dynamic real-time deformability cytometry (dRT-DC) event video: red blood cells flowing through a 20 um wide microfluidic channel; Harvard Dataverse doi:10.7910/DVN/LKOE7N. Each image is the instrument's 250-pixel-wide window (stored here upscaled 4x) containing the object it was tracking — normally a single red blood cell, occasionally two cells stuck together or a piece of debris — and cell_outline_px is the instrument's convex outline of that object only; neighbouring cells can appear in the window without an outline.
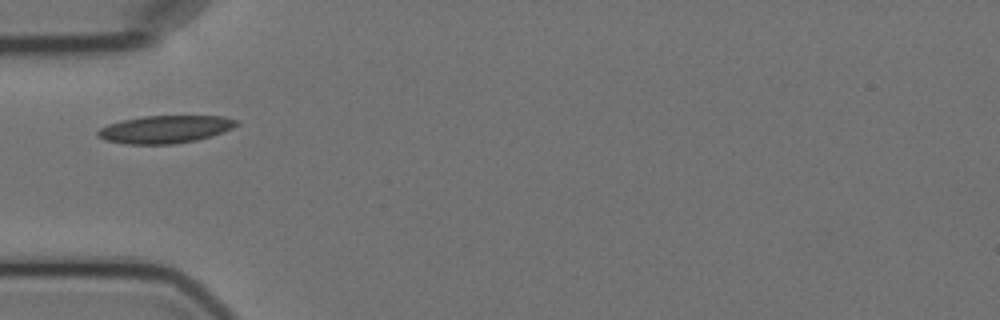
{"species": "Egyptian fruit bat (a non-hibernating species)", "species_latin": "Rousettus aegyptiacus", "temperature_condition": "cold", "stored_images_in_passage": 6, "camera_frame_rate_fps": 3000, "um_per_image_px": 0.085, "animal": {"sex": "female"}, "frame": {"image": 1, "passage_image": 1, "time_ms": 0.0, "image_size_px": [1000, 320], "cell_outline_px": [[240, 124], [232, 128], [212, 136], [196, 140], [176, 144], [124, 144], [104, 140], [96, 136], [96, 132], [100, 128], [108, 124], [124, 120], [144, 116], [224, 116], [236, 120]], "centroid_in_image_um": [14.02, 11.0], "position_along_channel_um": 71.0, "area_um2": 22.43}}
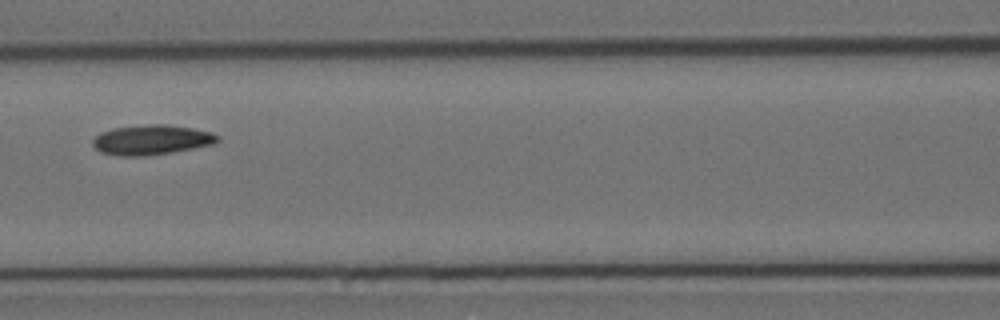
{"frame": {"image": 2, "passage_image": 3, "time_ms": 2.333, "image_size_px": [1000, 320], "cell_outline_px": [[220, 140], [212, 144], [172, 152], [148, 156], [120, 156], [100, 152], [92, 144], [92, 140], [100, 132], [112, 128], [148, 124], [168, 124], [192, 128], [212, 132], [220, 136]], "centroid_in_image_um": [12.87, 11.88], "position_along_channel_um": 153.7, "area_um2": 21.85}}
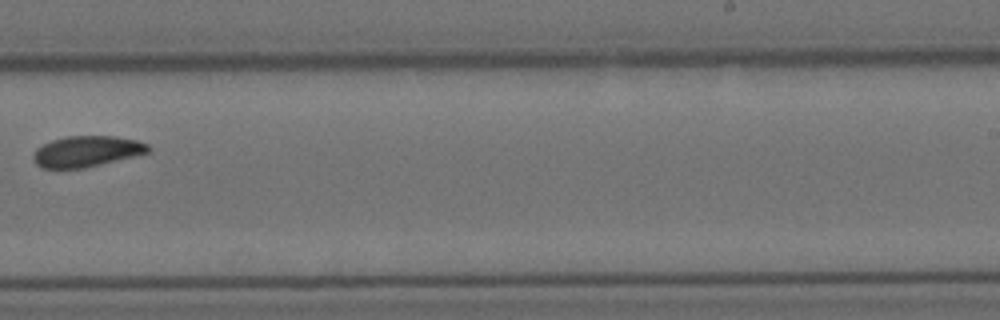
{"frame": {"image": 3, "passage_image": 6, "time_ms": 6.0, "image_size_px": [1000, 320], "cell_outline_px": [[152, 152], [84, 168], [40, 168], [32, 160], [32, 156], [36, 148], [52, 140], [64, 136], [112, 136], [136, 140], [148, 144], [152, 148]], "centroid_in_image_um": [7.37, 12.87], "position_along_channel_um": 281.6, "area_um2": 20.87}}